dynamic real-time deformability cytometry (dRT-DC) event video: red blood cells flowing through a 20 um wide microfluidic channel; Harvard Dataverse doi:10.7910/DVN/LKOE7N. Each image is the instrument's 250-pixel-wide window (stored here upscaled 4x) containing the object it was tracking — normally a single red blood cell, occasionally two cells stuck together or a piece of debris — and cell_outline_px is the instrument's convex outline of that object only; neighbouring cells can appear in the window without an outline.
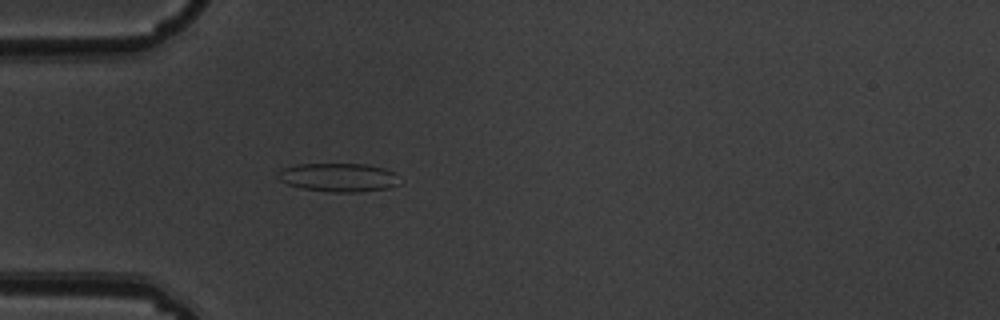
{"species": "common noctule bat (a hibernating species)", "species_latin": "Nyctalus noctula", "temperature_condition": "warm", "stored_images_in_passage": 5, "camera_frame_rate_fps": 3000, "um_per_image_px": 0.085, "animal": {"sex": "male", "body_mass_g": 19.5, "forearm_length_mm": 54.6}, "frame": {"image": 1, "passage_image": 5, "time_ms": 1.333, "image_size_px": [1000, 320], "cell_outline_px": [[404, 180], [400, 184], [388, 188], [356, 192], [328, 192], [304, 188], [288, 184], [280, 180], [276, 176], [276, 172], [280, 168], [296, 164], [364, 164], [384, 168], [396, 172]], "centroid_in_image_um": [28.81, 15.07], "position_along_channel_um": 56.2, "area_um2": 20.69}}